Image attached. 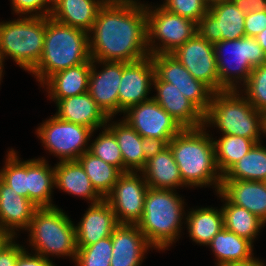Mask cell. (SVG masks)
Listing matches in <instances>:
<instances>
[{
    "label": "cell",
    "instance_id": "48",
    "mask_svg": "<svg viewBox=\"0 0 266 266\" xmlns=\"http://www.w3.org/2000/svg\"><path fill=\"white\" fill-rule=\"evenodd\" d=\"M230 1L238 2L241 4H246L248 6L257 5V4H261V3L266 2V0H230Z\"/></svg>",
    "mask_w": 266,
    "mask_h": 266
},
{
    "label": "cell",
    "instance_id": "9",
    "mask_svg": "<svg viewBox=\"0 0 266 266\" xmlns=\"http://www.w3.org/2000/svg\"><path fill=\"white\" fill-rule=\"evenodd\" d=\"M147 16V46L149 54H171L179 46L186 43L197 34V23L171 13L162 7L152 11L146 7ZM152 38H158L163 45L161 47L152 46L149 43Z\"/></svg>",
    "mask_w": 266,
    "mask_h": 266
},
{
    "label": "cell",
    "instance_id": "49",
    "mask_svg": "<svg viewBox=\"0 0 266 266\" xmlns=\"http://www.w3.org/2000/svg\"><path fill=\"white\" fill-rule=\"evenodd\" d=\"M10 238L9 235L0 232V247Z\"/></svg>",
    "mask_w": 266,
    "mask_h": 266
},
{
    "label": "cell",
    "instance_id": "2",
    "mask_svg": "<svg viewBox=\"0 0 266 266\" xmlns=\"http://www.w3.org/2000/svg\"><path fill=\"white\" fill-rule=\"evenodd\" d=\"M200 128H184L168 143L178 165L184 185L203 186L214 184L220 190L223 175L215 159L213 138Z\"/></svg>",
    "mask_w": 266,
    "mask_h": 266
},
{
    "label": "cell",
    "instance_id": "19",
    "mask_svg": "<svg viewBox=\"0 0 266 266\" xmlns=\"http://www.w3.org/2000/svg\"><path fill=\"white\" fill-rule=\"evenodd\" d=\"M107 0H54L52 7L44 9L36 17H52L54 20L91 32L93 24L97 18L100 8Z\"/></svg>",
    "mask_w": 266,
    "mask_h": 266
},
{
    "label": "cell",
    "instance_id": "41",
    "mask_svg": "<svg viewBox=\"0 0 266 266\" xmlns=\"http://www.w3.org/2000/svg\"><path fill=\"white\" fill-rule=\"evenodd\" d=\"M266 28V2L250 5L245 16V36L256 37Z\"/></svg>",
    "mask_w": 266,
    "mask_h": 266
},
{
    "label": "cell",
    "instance_id": "45",
    "mask_svg": "<svg viewBox=\"0 0 266 266\" xmlns=\"http://www.w3.org/2000/svg\"><path fill=\"white\" fill-rule=\"evenodd\" d=\"M15 266H54V264H52L48 258H45L40 254L29 256L24 249L19 254Z\"/></svg>",
    "mask_w": 266,
    "mask_h": 266
},
{
    "label": "cell",
    "instance_id": "27",
    "mask_svg": "<svg viewBox=\"0 0 266 266\" xmlns=\"http://www.w3.org/2000/svg\"><path fill=\"white\" fill-rule=\"evenodd\" d=\"M141 171L150 188L173 190L175 187L184 185L178 165L169 146L155 157L147 160L145 167Z\"/></svg>",
    "mask_w": 266,
    "mask_h": 266
},
{
    "label": "cell",
    "instance_id": "15",
    "mask_svg": "<svg viewBox=\"0 0 266 266\" xmlns=\"http://www.w3.org/2000/svg\"><path fill=\"white\" fill-rule=\"evenodd\" d=\"M190 74L214 92H219V76L214 45L196 34L171 53Z\"/></svg>",
    "mask_w": 266,
    "mask_h": 266
},
{
    "label": "cell",
    "instance_id": "37",
    "mask_svg": "<svg viewBox=\"0 0 266 266\" xmlns=\"http://www.w3.org/2000/svg\"><path fill=\"white\" fill-rule=\"evenodd\" d=\"M112 257V238L105 237L98 242L77 247L75 262L77 266H110Z\"/></svg>",
    "mask_w": 266,
    "mask_h": 266
},
{
    "label": "cell",
    "instance_id": "11",
    "mask_svg": "<svg viewBox=\"0 0 266 266\" xmlns=\"http://www.w3.org/2000/svg\"><path fill=\"white\" fill-rule=\"evenodd\" d=\"M92 132L88 127L62 120L55 115L37 130L45 147L59 156L61 161L77 160L89 151V147L85 149L84 146L87 145Z\"/></svg>",
    "mask_w": 266,
    "mask_h": 266
},
{
    "label": "cell",
    "instance_id": "22",
    "mask_svg": "<svg viewBox=\"0 0 266 266\" xmlns=\"http://www.w3.org/2000/svg\"><path fill=\"white\" fill-rule=\"evenodd\" d=\"M118 224L113 209L105 199L92 204L75 226L77 247L88 246L111 236Z\"/></svg>",
    "mask_w": 266,
    "mask_h": 266
},
{
    "label": "cell",
    "instance_id": "40",
    "mask_svg": "<svg viewBox=\"0 0 266 266\" xmlns=\"http://www.w3.org/2000/svg\"><path fill=\"white\" fill-rule=\"evenodd\" d=\"M161 7L195 23H198L209 9L203 0H166Z\"/></svg>",
    "mask_w": 266,
    "mask_h": 266
},
{
    "label": "cell",
    "instance_id": "43",
    "mask_svg": "<svg viewBox=\"0 0 266 266\" xmlns=\"http://www.w3.org/2000/svg\"><path fill=\"white\" fill-rule=\"evenodd\" d=\"M47 3H52L53 5L54 0H12L13 9L16 13H30V17L35 16L34 14L31 15V12H36L37 10L40 12Z\"/></svg>",
    "mask_w": 266,
    "mask_h": 266
},
{
    "label": "cell",
    "instance_id": "4",
    "mask_svg": "<svg viewBox=\"0 0 266 266\" xmlns=\"http://www.w3.org/2000/svg\"><path fill=\"white\" fill-rule=\"evenodd\" d=\"M183 203L173 190L149 187L142 218L136 225L151 246L164 249L176 240L180 232Z\"/></svg>",
    "mask_w": 266,
    "mask_h": 266
},
{
    "label": "cell",
    "instance_id": "6",
    "mask_svg": "<svg viewBox=\"0 0 266 266\" xmlns=\"http://www.w3.org/2000/svg\"><path fill=\"white\" fill-rule=\"evenodd\" d=\"M46 32V17L27 16L0 23V54L31 71L41 59Z\"/></svg>",
    "mask_w": 266,
    "mask_h": 266
},
{
    "label": "cell",
    "instance_id": "50",
    "mask_svg": "<svg viewBox=\"0 0 266 266\" xmlns=\"http://www.w3.org/2000/svg\"><path fill=\"white\" fill-rule=\"evenodd\" d=\"M207 6H212L213 4H216V3H219V2H223V1H226V0H203Z\"/></svg>",
    "mask_w": 266,
    "mask_h": 266
},
{
    "label": "cell",
    "instance_id": "35",
    "mask_svg": "<svg viewBox=\"0 0 266 266\" xmlns=\"http://www.w3.org/2000/svg\"><path fill=\"white\" fill-rule=\"evenodd\" d=\"M256 143L253 139L227 134H223L222 138L213 141L215 159L221 175H224L246 155Z\"/></svg>",
    "mask_w": 266,
    "mask_h": 266
},
{
    "label": "cell",
    "instance_id": "46",
    "mask_svg": "<svg viewBox=\"0 0 266 266\" xmlns=\"http://www.w3.org/2000/svg\"><path fill=\"white\" fill-rule=\"evenodd\" d=\"M217 266H264V264L260 262L258 259L256 260L254 258H251L250 260L244 262L226 263Z\"/></svg>",
    "mask_w": 266,
    "mask_h": 266
},
{
    "label": "cell",
    "instance_id": "1",
    "mask_svg": "<svg viewBox=\"0 0 266 266\" xmlns=\"http://www.w3.org/2000/svg\"><path fill=\"white\" fill-rule=\"evenodd\" d=\"M133 0H107L89 39L93 61L134 62L149 56L146 6ZM145 7V8H144Z\"/></svg>",
    "mask_w": 266,
    "mask_h": 266
},
{
    "label": "cell",
    "instance_id": "13",
    "mask_svg": "<svg viewBox=\"0 0 266 266\" xmlns=\"http://www.w3.org/2000/svg\"><path fill=\"white\" fill-rule=\"evenodd\" d=\"M148 189L145 179L140 180L134 171L119 176L111 193L105 198L118 223L137 224L143 215Z\"/></svg>",
    "mask_w": 266,
    "mask_h": 266
},
{
    "label": "cell",
    "instance_id": "8",
    "mask_svg": "<svg viewBox=\"0 0 266 266\" xmlns=\"http://www.w3.org/2000/svg\"><path fill=\"white\" fill-rule=\"evenodd\" d=\"M213 45L218 68L219 92L237 89L234 80H232V77L234 78L235 76H231L230 70H234L233 72L236 71L237 77L235 78L243 79L245 84L253 68L266 63V53L258 44L255 37L245 36L237 40H221ZM226 47H231L230 59L235 63L234 66L231 65V61L228 63L224 61V57H221L222 55L220 53Z\"/></svg>",
    "mask_w": 266,
    "mask_h": 266
},
{
    "label": "cell",
    "instance_id": "16",
    "mask_svg": "<svg viewBox=\"0 0 266 266\" xmlns=\"http://www.w3.org/2000/svg\"><path fill=\"white\" fill-rule=\"evenodd\" d=\"M155 77L151 55L134 62H123V73L118 90V112L148 101V91ZM147 97V98H146Z\"/></svg>",
    "mask_w": 266,
    "mask_h": 266
},
{
    "label": "cell",
    "instance_id": "17",
    "mask_svg": "<svg viewBox=\"0 0 266 266\" xmlns=\"http://www.w3.org/2000/svg\"><path fill=\"white\" fill-rule=\"evenodd\" d=\"M94 62H101L105 68L97 73ZM123 73L121 61H93L89 76L88 93L108 117L118 113V90Z\"/></svg>",
    "mask_w": 266,
    "mask_h": 266
},
{
    "label": "cell",
    "instance_id": "32",
    "mask_svg": "<svg viewBox=\"0 0 266 266\" xmlns=\"http://www.w3.org/2000/svg\"><path fill=\"white\" fill-rule=\"evenodd\" d=\"M217 193L227 201L222 208L224 228L252 243L265 222L245 208L231 203L220 191Z\"/></svg>",
    "mask_w": 266,
    "mask_h": 266
},
{
    "label": "cell",
    "instance_id": "28",
    "mask_svg": "<svg viewBox=\"0 0 266 266\" xmlns=\"http://www.w3.org/2000/svg\"><path fill=\"white\" fill-rule=\"evenodd\" d=\"M114 135L123 157V173L141 171L146 165L141 143L143 137L125 120L107 127ZM134 169V170H133Z\"/></svg>",
    "mask_w": 266,
    "mask_h": 266
},
{
    "label": "cell",
    "instance_id": "39",
    "mask_svg": "<svg viewBox=\"0 0 266 266\" xmlns=\"http://www.w3.org/2000/svg\"><path fill=\"white\" fill-rule=\"evenodd\" d=\"M245 85L246 99L257 111H266V63L253 68Z\"/></svg>",
    "mask_w": 266,
    "mask_h": 266
},
{
    "label": "cell",
    "instance_id": "30",
    "mask_svg": "<svg viewBox=\"0 0 266 266\" xmlns=\"http://www.w3.org/2000/svg\"><path fill=\"white\" fill-rule=\"evenodd\" d=\"M217 257L218 265L244 262L252 257V243L223 228L208 244Z\"/></svg>",
    "mask_w": 266,
    "mask_h": 266
},
{
    "label": "cell",
    "instance_id": "51",
    "mask_svg": "<svg viewBox=\"0 0 266 266\" xmlns=\"http://www.w3.org/2000/svg\"><path fill=\"white\" fill-rule=\"evenodd\" d=\"M263 133H266V111H264L263 113Z\"/></svg>",
    "mask_w": 266,
    "mask_h": 266
},
{
    "label": "cell",
    "instance_id": "42",
    "mask_svg": "<svg viewBox=\"0 0 266 266\" xmlns=\"http://www.w3.org/2000/svg\"><path fill=\"white\" fill-rule=\"evenodd\" d=\"M12 239L13 237H10L0 247V266H15L19 254L24 250L22 246L12 242Z\"/></svg>",
    "mask_w": 266,
    "mask_h": 266
},
{
    "label": "cell",
    "instance_id": "34",
    "mask_svg": "<svg viewBox=\"0 0 266 266\" xmlns=\"http://www.w3.org/2000/svg\"><path fill=\"white\" fill-rule=\"evenodd\" d=\"M256 143L250 151L237 161L222 179L266 181V148Z\"/></svg>",
    "mask_w": 266,
    "mask_h": 266
},
{
    "label": "cell",
    "instance_id": "7",
    "mask_svg": "<svg viewBox=\"0 0 266 266\" xmlns=\"http://www.w3.org/2000/svg\"><path fill=\"white\" fill-rule=\"evenodd\" d=\"M30 243L36 253L66 255L76 259L77 244L75 226L61 209L55 207L38 208L31 220Z\"/></svg>",
    "mask_w": 266,
    "mask_h": 266
},
{
    "label": "cell",
    "instance_id": "23",
    "mask_svg": "<svg viewBox=\"0 0 266 266\" xmlns=\"http://www.w3.org/2000/svg\"><path fill=\"white\" fill-rule=\"evenodd\" d=\"M231 203L266 223V184L263 181L222 179L219 190Z\"/></svg>",
    "mask_w": 266,
    "mask_h": 266
},
{
    "label": "cell",
    "instance_id": "33",
    "mask_svg": "<svg viewBox=\"0 0 266 266\" xmlns=\"http://www.w3.org/2000/svg\"><path fill=\"white\" fill-rule=\"evenodd\" d=\"M220 211V212H219ZM201 208L190 211L186 220L193 241L208 245L213 237L224 228L222 209Z\"/></svg>",
    "mask_w": 266,
    "mask_h": 266
},
{
    "label": "cell",
    "instance_id": "44",
    "mask_svg": "<svg viewBox=\"0 0 266 266\" xmlns=\"http://www.w3.org/2000/svg\"><path fill=\"white\" fill-rule=\"evenodd\" d=\"M167 146L168 144L163 139H154L149 137H144L141 143L146 161L155 157Z\"/></svg>",
    "mask_w": 266,
    "mask_h": 266
},
{
    "label": "cell",
    "instance_id": "14",
    "mask_svg": "<svg viewBox=\"0 0 266 266\" xmlns=\"http://www.w3.org/2000/svg\"><path fill=\"white\" fill-rule=\"evenodd\" d=\"M125 121L143 138L163 139L167 144L184 128L153 98L129 107Z\"/></svg>",
    "mask_w": 266,
    "mask_h": 266
},
{
    "label": "cell",
    "instance_id": "21",
    "mask_svg": "<svg viewBox=\"0 0 266 266\" xmlns=\"http://www.w3.org/2000/svg\"><path fill=\"white\" fill-rule=\"evenodd\" d=\"M38 208L31 200L18 195L0 179V232L14 237L13 229H28Z\"/></svg>",
    "mask_w": 266,
    "mask_h": 266
},
{
    "label": "cell",
    "instance_id": "18",
    "mask_svg": "<svg viewBox=\"0 0 266 266\" xmlns=\"http://www.w3.org/2000/svg\"><path fill=\"white\" fill-rule=\"evenodd\" d=\"M153 82L158 94L152 98L183 128L205 125L204 114L175 85L163 82L156 74Z\"/></svg>",
    "mask_w": 266,
    "mask_h": 266
},
{
    "label": "cell",
    "instance_id": "47",
    "mask_svg": "<svg viewBox=\"0 0 266 266\" xmlns=\"http://www.w3.org/2000/svg\"><path fill=\"white\" fill-rule=\"evenodd\" d=\"M255 39L258 42V44L262 47V49L264 50V52L266 53V28L262 32H260L255 37Z\"/></svg>",
    "mask_w": 266,
    "mask_h": 266
},
{
    "label": "cell",
    "instance_id": "3",
    "mask_svg": "<svg viewBox=\"0 0 266 266\" xmlns=\"http://www.w3.org/2000/svg\"><path fill=\"white\" fill-rule=\"evenodd\" d=\"M86 31L46 17V32L41 59L31 71L44 82L58 71L86 63L91 59Z\"/></svg>",
    "mask_w": 266,
    "mask_h": 266
},
{
    "label": "cell",
    "instance_id": "25",
    "mask_svg": "<svg viewBox=\"0 0 266 266\" xmlns=\"http://www.w3.org/2000/svg\"><path fill=\"white\" fill-rule=\"evenodd\" d=\"M92 60L51 75L45 82L56 101L88 92Z\"/></svg>",
    "mask_w": 266,
    "mask_h": 266
},
{
    "label": "cell",
    "instance_id": "52",
    "mask_svg": "<svg viewBox=\"0 0 266 266\" xmlns=\"http://www.w3.org/2000/svg\"><path fill=\"white\" fill-rule=\"evenodd\" d=\"M3 59H4V58H3V57L1 56V54H0V79H1V76H2V72H3V70H2V69H3V68H2V67H3V66H2V65H3V63H2V62H3Z\"/></svg>",
    "mask_w": 266,
    "mask_h": 266
},
{
    "label": "cell",
    "instance_id": "36",
    "mask_svg": "<svg viewBox=\"0 0 266 266\" xmlns=\"http://www.w3.org/2000/svg\"><path fill=\"white\" fill-rule=\"evenodd\" d=\"M7 156L5 168L0 172V179L18 195L28 199V161L18 160L14 150L9 151Z\"/></svg>",
    "mask_w": 266,
    "mask_h": 266
},
{
    "label": "cell",
    "instance_id": "26",
    "mask_svg": "<svg viewBox=\"0 0 266 266\" xmlns=\"http://www.w3.org/2000/svg\"><path fill=\"white\" fill-rule=\"evenodd\" d=\"M54 167V182L67 193L85 197L96 204L103 198L96 192L91 181L77 160L60 161Z\"/></svg>",
    "mask_w": 266,
    "mask_h": 266
},
{
    "label": "cell",
    "instance_id": "31",
    "mask_svg": "<svg viewBox=\"0 0 266 266\" xmlns=\"http://www.w3.org/2000/svg\"><path fill=\"white\" fill-rule=\"evenodd\" d=\"M77 161L88 175L96 192L105 199L112 191L122 172L115 166L91 154L83 153Z\"/></svg>",
    "mask_w": 266,
    "mask_h": 266
},
{
    "label": "cell",
    "instance_id": "29",
    "mask_svg": "<svg viewBox=\"0 0 266 266\" xmlns=\"http://www.w3.org/2000/svg\"><path fill=\"white\" fill-rule=\"evenodd\" d=\"M54 180V168L45 159L28 160V199L37 207H55L51 204Z\"/></svg>",
    "mask_w": 266,
    "mask_h": 266
},
{
    "label": "cell",
    "instance_id": "10",
    "mask_svg": "<svg viewBox=\"0 0 266 266\" xmlns=\"http://www.w3.org/2000/svg\"><path fill=\"white\" fill-rule=\"evenodd\" d=\"M248 5L226 0L209 6L197 23V34L214 44L221 40L245 37V16Z\"/></svg>",
    "mask_w": 266,
    "mask_h": 266
},
{
    "label": "cell",
    "instance_id": "38",
    "mask_svg": "<svg viewBox=\"0 0 266 266\" xmlns=\"http://www.w3.org/2000/svg\"><path fill=\"white\" fill-rule=\"evenodd\" d=\"M89 152L104 162L117 167L123 173V157L115 135L108 129L90 145Z\"/></svg>",
    "mask_w": 266,
    "mask_h": 266
},
{
    "label": "cell",
    "instance_id": "5",
    "mask_svg": "<svg viewBox=\"0 0 266 266\" xmlns=\"http://www.w3.org/2000/svg\"><path fill=\"white\" fill-rule=\"evenodd\" d=\"M237 90L214 92L208 112L204 115L207 122L227 135H235L259 141V131H263V114L252 104L240 97Z\"/></svg>",
    "mask_w": 266,
    "mask_h": 266
},
{
    "label": "cell",
    "instance_id": "24",
    "mask_svg": "<svg viewBox=\"0 0 266 266\" xmlns=\"http://www.w3.org/2000/svg\"><path fill=\"white\" fill-rule=\"evenodd\" d=\"M56 117L92 129L103 127L109 121L104 111L95 103L90 94L82 93L56 101Z\"/></svg>",
    "mask_w": 266,
    "mask_h": 266
},
{
    "label": "cell",
    "instance_id": "20",
    "mask_svg": "<svg viewBox=\"0 0 266 266\" xmlns=\"http://www.w3.org/2000/svg\"><path fill=\"white\" fill-rule=\"evenodd\" d=\"M111 238L110 266H140L146 249L152 247L136 224L119 223Z\"/></svg>",
    "mask_w": 266,
    "mask_h": 266
},
{
    "label": "cell",
    "instance_id": "12",
    "mask_svg": "<svg viewBox=\"0 0 266 266\" xmlns=\"http://www.w3.org/2000/svg\"><path fill=\"white\" fill-rule=\"evenodd\" d=\"M151 58L155 74L163 82L175 85L205 115L214 91L204 82L195 79L172 54H153Z\"/></svg>",
    "mask_w": 266,
    "mask_h": 266
}]
</instances>
